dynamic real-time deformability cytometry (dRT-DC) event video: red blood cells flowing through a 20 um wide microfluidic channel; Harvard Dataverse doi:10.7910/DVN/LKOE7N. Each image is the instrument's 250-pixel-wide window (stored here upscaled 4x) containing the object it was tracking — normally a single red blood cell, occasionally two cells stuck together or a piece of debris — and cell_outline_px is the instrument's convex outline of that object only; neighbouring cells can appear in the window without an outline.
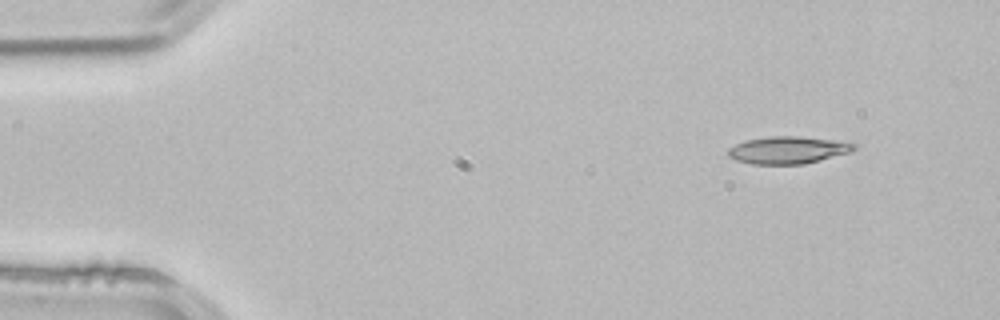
{"species": "common noctule bat (a hibernating species)", "species_latin": "Nyctalus noctula", "temperature_condition": "room temperature", "stored_images_in_passage": 3, "camera_frame_rate_fps": 3000, "um_per_image_px": 0.085, "animal": {"sex": "male", "body_mass_g": 21.5, "forearm_length_mm": 52.0}, "frame": {"image": 1, "passage_image": 1, "time_ms": 0.0, "image_size_px": [1000, 320], "cell_outline_px": [[856, 148], [852, 152], [804, 164], [752, 164], [736, 160], [728, 156], [728, 148], [744, 140], [772, 136], [800, 136], [836, 140], [856, 144]], "centroid_in_image_um": [66.98, 12.75], "position_along_channel_um": 18.0, "area_um2": 20.11}}
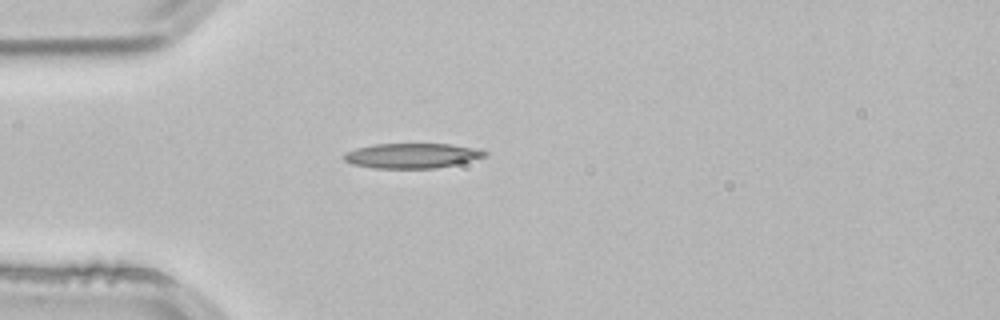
{"frame": {"image": 2, "passage_image": 3, "time_ms": 0.667, "image_size_px": [1000, 320], "cell_outline_px": [[488, 156], [436, 168], [376, 168], [352, 164], [344, 160], [344, 152], [356, 148], [372, 144], [452, 144], [480, 148], [488, 152]], "centroid_in_image_um": [35.03, 13.22], "position_along_channel_um": 50.0, "area_um2": 20.52}}